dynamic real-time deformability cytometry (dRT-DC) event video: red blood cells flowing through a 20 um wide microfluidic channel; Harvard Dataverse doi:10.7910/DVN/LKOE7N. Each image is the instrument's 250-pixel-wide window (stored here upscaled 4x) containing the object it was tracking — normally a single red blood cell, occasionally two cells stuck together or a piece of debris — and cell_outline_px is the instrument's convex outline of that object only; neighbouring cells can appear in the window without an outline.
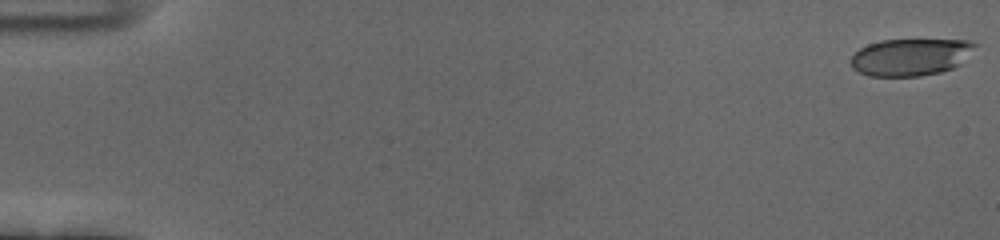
{"species": "human", "species_latin": "Homo sapiens", "temperature_condition": "cold", "stored_images_in_passage": 56, "camera_frame_rate_fps": 3000, "um_per_image_px": 0.085, "donor": {"sex": "female"}, "frame": {"image": 1, "passage_image": 1, "time_ms": 0.0, "image_size_px": [1000, 240], "cell_outline_px": [[980, 44], [960, 64], [952, 68], [940, 72], [920, 76], [868, 76], [852, 68], [852, 56], [860, 48], [868, 44], [880, 40], [972, 40]], "centroid_in_image_um": [77.44, 4.84], "position_along_channel_um": 7.6, "area_um2": 26.93}}
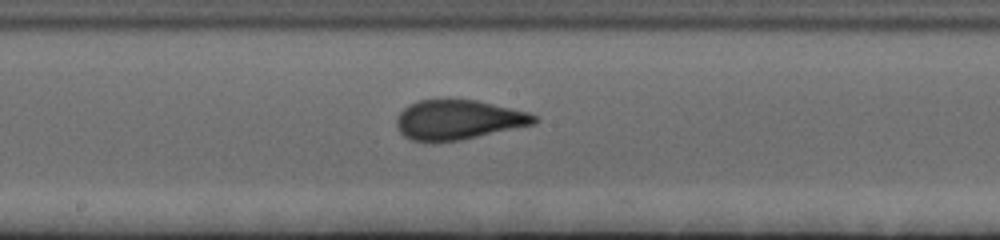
{"frame": {"image": 2, "passage_image": 31, "time_ms": 10.0, "image_size_px": [1000, 240], "cell_outline_px": [[540, 116], [536, 124], [460, 140], [432, 144], [412, 140], [404, 136], [396, 128], [396, 116], [408, 104], [420, 100], [476, 100], [528, 112]], "centroid_in_image_um": [38.93, 10.21], "position_along_channel_um": 209.3, "area_um2": 32.25}}
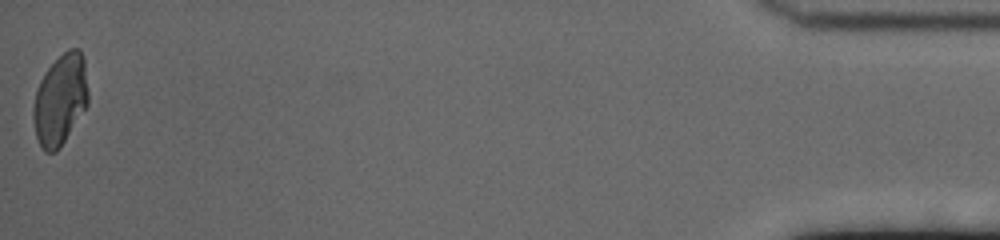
{"frame": {"image": 3, "passage_image": 56, "time_ms": 18.333, "image_size_px": [1000, 240], "cell_outline_px": [[88, 104], [60, 148], [56, 152], [44, 152], [36, 136], [32, 116], [32, 108], [36, 88], [44, 72], [68, 48], [80, 48], [84, 56], [88, 92]], "centroid_in_image_um": [5.11, 8.46], "position_along_channel_um": 430.1, "area_um2": 29.3}, "authors_computed_cell_mechanics": {"area_um2": 30.8652, "velocity_mm_per_s": 3.689, "shape_relaxation_time_tau1_ms": 4.0237, "shape_relaxation_time_tau2_ms": null, "deformation_change_tau1": 0.1738, "deformation_change_tau2": null}}